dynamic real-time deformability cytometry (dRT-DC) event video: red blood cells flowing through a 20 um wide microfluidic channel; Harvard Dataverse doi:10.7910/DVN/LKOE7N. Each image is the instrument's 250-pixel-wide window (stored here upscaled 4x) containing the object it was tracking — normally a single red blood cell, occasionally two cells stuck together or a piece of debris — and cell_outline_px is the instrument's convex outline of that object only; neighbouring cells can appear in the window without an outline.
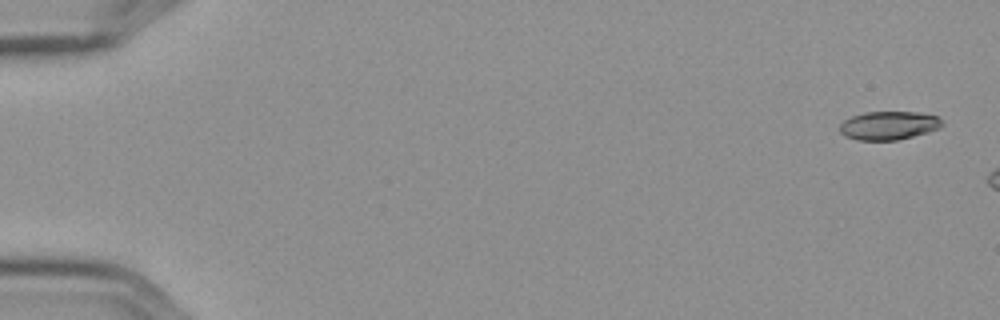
{"species": "Egyptian fruit bat (a non-hibernating species)", "species_latin": "Rousettus aegyptiacus", "temperature_condition": "cold", "stored_images_in_passage": 3, "camera_frame_rate_fps": 3000, "um_per_image_px": 0.085, "frame": {"image": 1, "passage_image": 1, "time_ms": 0.0, "image_size_px": [1000, 320], "cell_outline_px": [[944, 124], [940, 128], [928, 132], [896, 140], [856, 140], [844, 136], [840, 132], [840, 124], [844, 120], [852, 116], [864, 112], [916, 112], [936, 116]], "centroid_in_image_um": [75.51, 10.67], "position_along_channel_um": 9.5, "area_um2": 16.94}}